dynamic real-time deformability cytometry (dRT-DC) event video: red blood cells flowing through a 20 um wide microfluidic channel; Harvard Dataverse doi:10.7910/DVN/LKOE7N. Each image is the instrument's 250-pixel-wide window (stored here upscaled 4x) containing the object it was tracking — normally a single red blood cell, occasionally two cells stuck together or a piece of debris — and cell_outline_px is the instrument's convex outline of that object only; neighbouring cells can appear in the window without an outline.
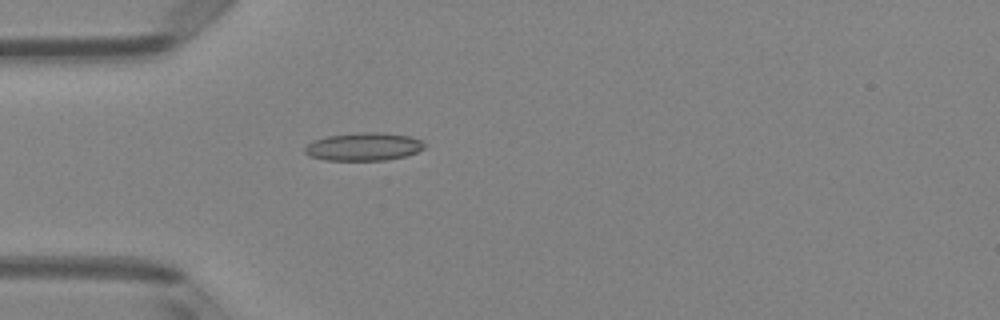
{"species": "Egyptian fruit bat (a non-hibernating species)", "species_latin": "Rousettus aegyptiacus", "temperature_condition": "room temperature", "stored_images_in_passage": 5, "camera_frame_rate_fps": 3000, "um_per_image_px": 0.085, "animal": {"sex": "female"}, "frame": {"image": 1, "passage_image": 5, "time_ms": 1.333, "image_size_px": [1000, 320], "cell_outline_px": [[424, 148], [416, 152], [404, 156], [384, 160], [328, 160], [308, 156], [304, 152], [304, 148], [312, 140], [328, 136], [360, 132], [380, 132], [408, 136], [420, 140], [424, 144]], "centroid_in_image_um": [30.86, 12.46], "position_along_channel_um": 54.1, "area_um2": 19.36}}